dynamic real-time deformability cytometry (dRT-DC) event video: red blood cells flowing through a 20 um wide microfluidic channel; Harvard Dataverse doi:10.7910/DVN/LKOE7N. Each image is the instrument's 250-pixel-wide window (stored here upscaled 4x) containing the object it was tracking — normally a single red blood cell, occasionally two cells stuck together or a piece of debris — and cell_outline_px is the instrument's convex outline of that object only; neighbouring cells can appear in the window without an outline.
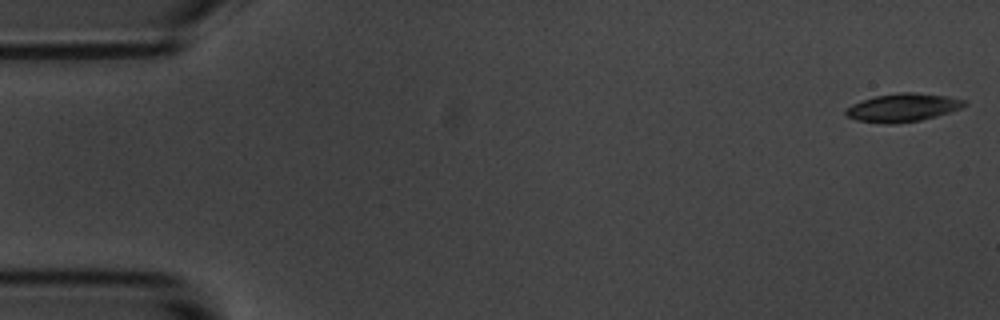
{"species": "common noctule bat (a hibernating species)", "species_latin": "Nyctalus noctula", "temperature_condition": "room temperature", "stored_images_in_passage": 5, "camera_frame_rate_fps": 3000, "um_per_image_px": 0.085, "animal": {"sex": "male", "body_mass_g": 20.1, "forearm_length_mm": 53.5}, "frame": {"image": 1, "passage_image": 1, "time_ms": 0.0, "image_size_px": [1000, 320], "cell_outline_px": [[968, 104], [960, 108], [936, 116], [920, 120], [892, 124], [888, 124], [856, 120], [844, 116], [844, 108], [852, 104], [876, 96], [900, 92], [916, 92], [948, 96], [964, 100]], "centroid_in_image_um": [76.7, 9.14], "position_along_channel_um": 8.3, "area_um2": 19.48}}
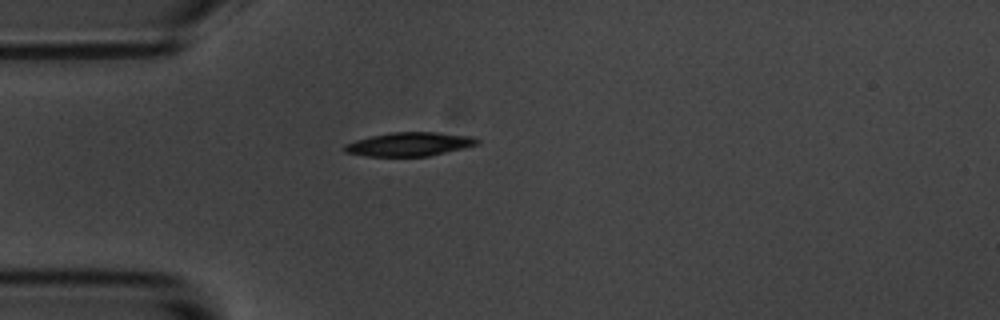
{"frame": {"image": 2, "passage_image": 5, "time_ms": 4.667, "image_size_px": [1000, 320], "cell_outline_px": [[480, 140], [476, 144], [464, 148], [428, 156], [368, 156], [344, 152], [344, 144], [356, 140], [372, 136], [392, 132], [436, 132], [476, 136]], "centroid_in_image_um": [34.83, 12.25], "position_along_channel_um": 50.2, "area_um2": 18.32}}